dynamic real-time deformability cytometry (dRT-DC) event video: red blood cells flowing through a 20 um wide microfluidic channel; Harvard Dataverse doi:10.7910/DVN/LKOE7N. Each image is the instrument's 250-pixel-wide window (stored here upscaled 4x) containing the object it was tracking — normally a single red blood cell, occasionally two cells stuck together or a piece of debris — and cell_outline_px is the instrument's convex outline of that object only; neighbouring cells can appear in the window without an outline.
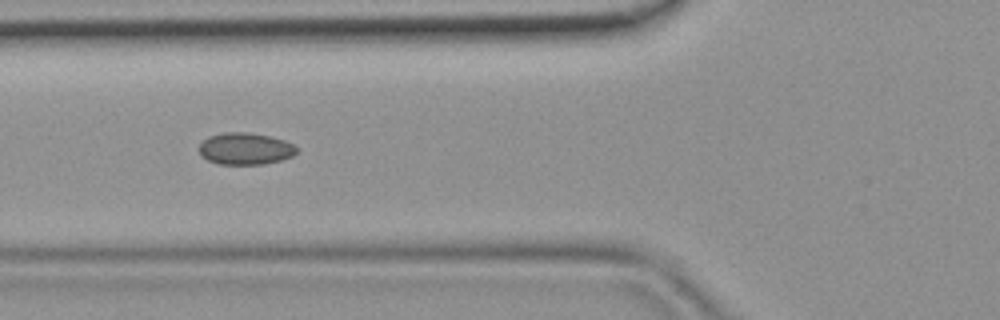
{"species": "common noctule bat (a hibernating species)", "species_latin": "Nyctalus noctula", "temperature_condition": "room temperature", "stored_images_in_passage": 44, "camera_frame_rate_fps": 3000, "um_per_image_px": 0.085, "animal": {"sex": "female", "body_mass_g": 19.9}, "frame": {"image": 1, "passage_image": 16, "time_ms": 5.0, "image_size_px": [1000, 320], "cell_outline_px": [[296, 152], [292, 156], [280, 160], [264, 164], [220, 164], [208, 160], [200, 156], [200, 144], [208, 136], [224, 132], [244, 132], [272, 136], [284, 140], [292, 144], [296, 148]], "centroid_in_image_um": [20.83, 12.63], "position_along_channel_um": 105.0, "area_um2": 18.03}}
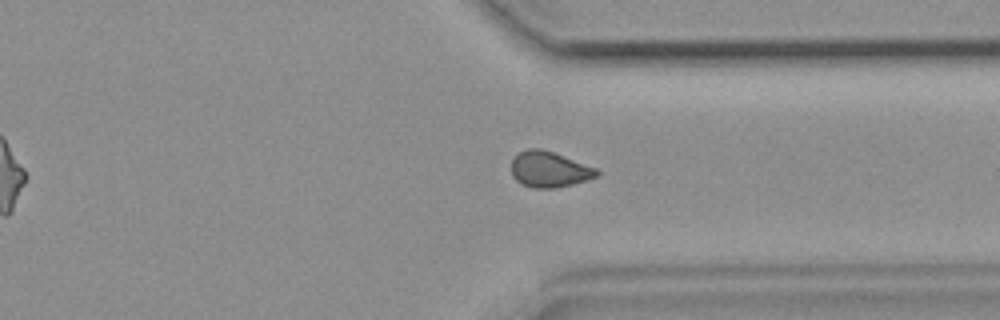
{"frame": {"image": 2, "passage_image": 33, "time_ms": 10.667, "image_size_px": [1000, 320], "cell_outline_px": [[600, 172], [596, 176], [588, 180], [556, 188], [532, 188], [520, 184], [512, 176], [512, 160], [520, 152], [528, 148], [540, 148], [552, 152], [596, 168]], "centroid_in_image_um": [46.67, 14.41], "position_along_channel_um": 364.7, "area_um2": 17.69}}
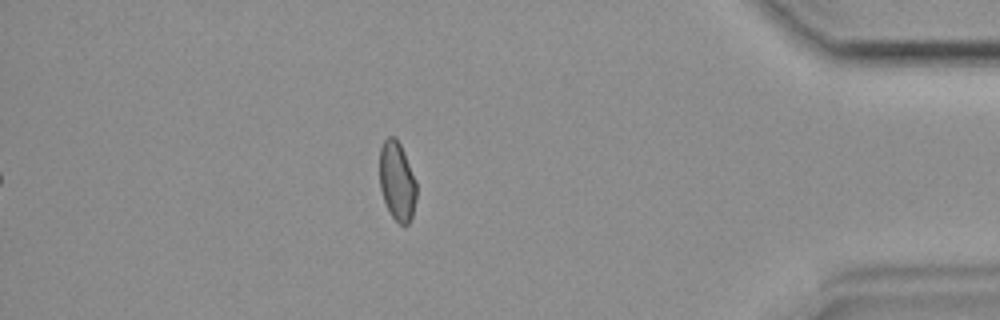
{"frame": {"image": 3, "passage_image": 38, "time_ms": 12.333, "image_size_px": [1000, 320], "cell_outline_px": [[416, 200], [412, 216], [408, 224], [400, 224], [392, 216], [384, 200], [380, 188], [380, 148], [384, 140], [388, 136], [396, 136], [404, 152], [416, 180]], "centroid_in_image_um": [33.75, 15.37], "position_along_channel_um": 401.4, "area_um2": 16.94}}